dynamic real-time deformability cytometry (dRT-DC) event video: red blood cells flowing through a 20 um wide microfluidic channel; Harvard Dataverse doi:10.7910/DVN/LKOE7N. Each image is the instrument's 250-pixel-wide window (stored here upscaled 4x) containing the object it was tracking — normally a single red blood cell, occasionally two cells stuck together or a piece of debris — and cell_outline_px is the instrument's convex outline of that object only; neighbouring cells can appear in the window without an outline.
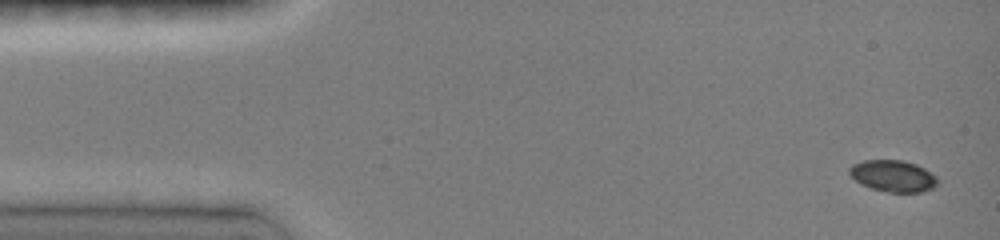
{"species": "common noctule bat (a hibernating species)", "species_latin": "Nyctalus noctula", "temperature_condition": "room temperature", "stored_images_in_passage": 36, "camera_frame_rate_fps": 3000, "um_per_image_px": 0.085, "animal": {"sex": "female", "body_mass_g": 19.0, "forearm_length_mm": 51.5}, "frame": {"image": 1, "passage_image": 1, "time_ms": 0.0, "image_size_px": [1000, 240], "cell_outline_px": [[936, 184], [932, 188], [920, 192], [888, 192], [872, 188], [860, 184], [848, 172], [848, 168], [852, 164], [864, 160], [904, 160], [916, 164], [924, 168], [936, 176]], "centroid_in_image_um": [75.88, 14.94], "position_along_channel_um": 9.1, "area_um2": 16.13}}
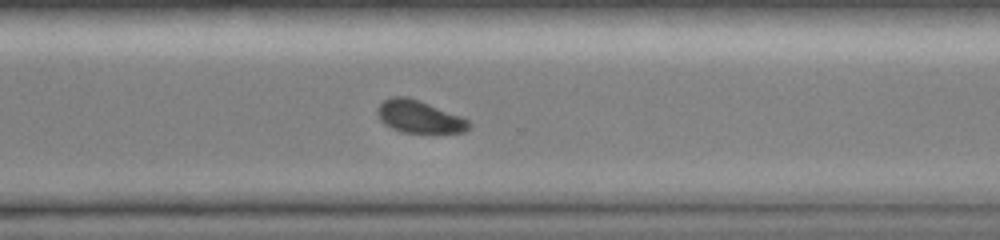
{"frame": {"image": 2, "passage_image": 26, "time_ms": 10.667, "image_size_px": [1000, 240], "cell_outline_px": [[472, 124], [464, 132], [400, 132], [384, 124], [380, 120], [376, 112], [376, 108], [384, 100], [392, 96], [408, 96], [420, 100], [460, 116], [468, 120]], "centroid_in_image_um": [35.59, 9.9], "position_along_channel_um": 335.0, "area_um2": 17.28}}
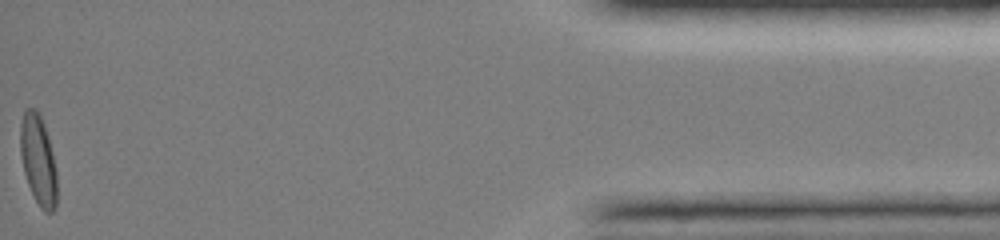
{"frame": {"image": 3, "passage_image": 36, "time_ms": 15.0, "image_size_px": [1000, 240], "cell_outline_px": [[56, 204], [52, 212], [44, 212], [40, 208], [28, 184], [24, 172], [20, 152], [20, 124], [24, 108], [36, 108], [44, 124], [48, 136], [52, 152], [56, 172]], "centroid_in_image_um": [3.23, 13.56], "position_along_channel_um": 432.0, "area_um2": 19.13}, "authors_computed_cell_mechanics": {"area_um2": 18.0625, "velocity_mm_per_s": 4.1196, "shape_relaxation_time_tau1_ms": 3.4885, "shape_relaxation_time_tau2_ms": 6.1725, "deformation_change_tau1": 0.1021, "deformation_change_tau2": 0.0991}}